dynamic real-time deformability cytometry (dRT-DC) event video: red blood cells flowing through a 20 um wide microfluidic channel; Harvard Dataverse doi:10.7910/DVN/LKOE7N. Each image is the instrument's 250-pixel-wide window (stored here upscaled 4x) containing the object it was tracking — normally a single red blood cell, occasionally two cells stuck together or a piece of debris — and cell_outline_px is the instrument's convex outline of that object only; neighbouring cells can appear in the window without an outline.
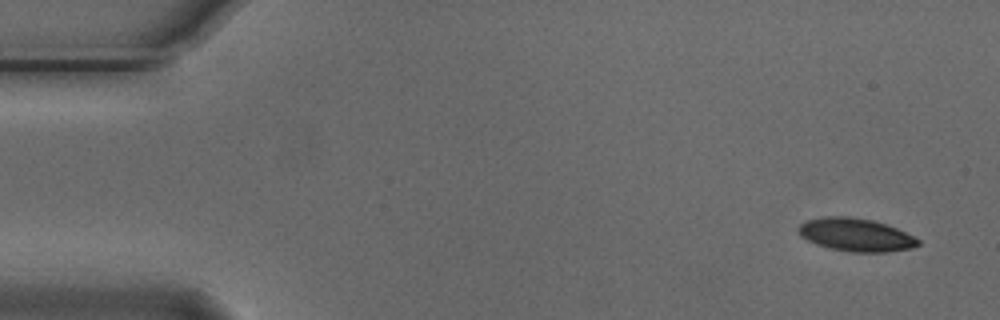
{"species": "Egyptian fruit bat (a non-hibernating species)", "species_latin": "Rousettus aegyptiacus", "temperature_condition": "cold", "stored_images_in_passage": 4, "camera_frame_rate_fps": 3000, "um_per_image_px": 0.085, "animal": {"sex": "male"}, "frame": {"image": 1, "passage_image": 1, "time_ms": 0.0, "image_size_px": [1000, 320], "cell_outline_px": [[920, 244], [912, 248], [888, 252], [848, 252], [828, 248], [816, 244], [800, 236], [796, 228], [800, 224], [808, 220], [828, 216], [848, 216], [872, 220], [896, 228], [920, 240]], "centroid_in_image_um": [72.72, 19.97], "position_along_channel_um": 12.3, "area_um2": 23.0}}
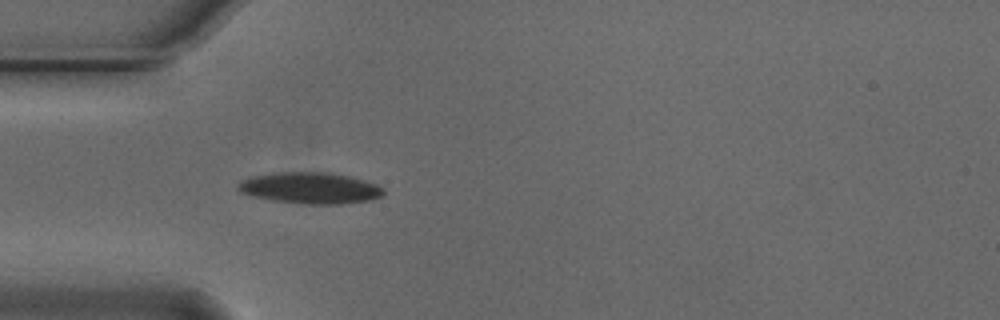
{"frame": {"image": 2, "passage_image": 4, "time_ms": 1.0, "image_size_px": [1000, 320], "cell_outline_px": [[384, 192], [380, 196], [372, 200], [340, 204], [304, 204], [272, 200], [252, 196], [240, 192], [236, 188], [236, 184], [240, 180], [248, 176], [272, 172], [328, 172], [348, 176], [364, 180], [376, 184], [384, 188]], "centroid_in_image_um": [26.3, 15.97], "position_along_channel_um": 58.7, "area_um2": 26.88}}